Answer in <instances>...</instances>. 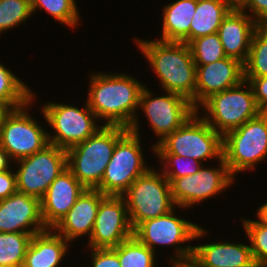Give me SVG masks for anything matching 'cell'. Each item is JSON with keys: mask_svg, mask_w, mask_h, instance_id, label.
Instances as JSON below:
<instances>
[{"mask_svg": "<svg viewBox=\"0 0 267 267\" xmlns=\"http://www.w3.org/2000/svg\"><path fill=\"white\" fill-rule=\"evenodd\" d=\"M197 0H176L164 5L161 41L190 43V25Z\"/></svg>", "mask_w": 267, "mask_h": 267, "instance_id": "23", "label": "cell"}, {"mask_svg": "<svg viewBox=\"0 0 267 267\" xmlns=\"http://www.w3.org/2000/svg\"><path fill=\"white\" fill-rule=\"evenodd\" d=\"M222 157L230 174L254 170L267 158V112L222 136Z\"/></svg>", "mask_w": 267, "mask_h": 267, "instance_id": "4", "label": "cell"}, {"mask_svg": "<svg viewBox=\"0 0 267 267\" xmlns=\"http://www.w3.org/2000/svg\"><path fill=\"white\" fill-rule=\"evenodd\" d=\"M128 128L103 125L91 137L66 150L67 168L87 189H96L104 175L117 141Z\"/></svg>", "mask_w": 267, "mask_h": 267, "instance_id": "3", "label": "cell"}, {"mask_svg": "<svg viewBox=\"0 0 267 267\" xmlns=\"http://www.w3.org/2000/svg\"><path fill=\"white\" fill-rule=\"evenodd\" d=\"M169 261L173 267H202L193 257Z\"/></svg>", "mask_w": 267, "mask_h": 267, "instance_id": "38", "label": "cell"}, {"mask_svg": "<svg viewBox=\"0 0 267 267\" xmlns=\"http://www.w3.org/2000/svg\"><path fill=\"white\" fill-rule=\"evenodd\" d=\"M232 8L228 0H197L190 25V42L217 33L222 20Z\"/></svg>", "mask_w": 267, "mask_h": 267, "instance_id": "24", "label": "cell"}, {"mask_svg": "<svg viewBox=\"0 0 267 267\" xmlns=\"http://www.w3.org/2000/svg\"><path fill=\"white\" fill-rule=\"evenodd\" d=\"M12 110L13 108L7 102L0 99V125Z\"/></svg>", "mask_w": 267, "mask_h": 267, "instance_id": "40", "label": "cell"}, {"mask_svg": "<svg viewBox=\"0 0 267 267\" xmlns=\"http://www.w3.org/2000/svg\"><path fill=\"white\" fill-rule=\"evenodd\" d=\"M140 136L128 130L116 143L101 184L104 195L122 196L130 185L151 167L145 162Z\"/></svg>", "mask_w": 267, "mask_h": 267, "instance_id": "9", "label": "cell"}, {"mask_svg": "<svg viewBox=\"0 0 267 267\" xmlns=\"http://www.w3.org/2000/svg\"><path fill=\"white\" fill-rule=\"evenodd\" d=\"M111 249L118 255L121 267H155V253L134 235Z\"/></svg>", "mask_w": 267, "mask_h": 267, "instance_id": "27", "label": "cell"}, {"mask_svg": "<svg viewBox=\"0 0 267 267\" xmlns=\"http://www.w3.org/2000/svg\"><path fill=\"white\" fill-rule=\"evenodd\" d=\"M93 267H121L118 255L111 248H90Z\"/></svg>", "mask_w": 267, "mask_h": 267, "instance_id": "34", "label": "cell"}, {"mask_svg": "<svg viewBox=\"0 0 267 267\" xmlns=\"http://www.w3.org/2000/svg\"><path fill=\"white\" fill-rule=\"evenodd\" d=\"M85 189L68 168L63 170L41 199V213L45 226L53 229Z\"/></svg>", "mask_w": 267, "mask_h": 267, "instance_id": "18", "label": "cell"}, {"mask_svg": "<svg viewBox=\"0 0 267 267\" xmlns=\"http://www.w3.org/2000/svg\"><path fill=\"white\" fill-rule=\"evenodd\" d=\"M252 267H267V264H254Z\"/></svg>", "mask_w": 267, "mask_h": 267, "instance_id": "44", "label": "cell"}, {"mask_svg": "<svg viewBox=\"0 0 267 267\" xmlns=\"http://www.w3.org/2000/svg\"><path fill=\"white\" fill-rule=\"evenodd\" d=\"M34 94L28 104L13 109L0 125V146L9 154L13 163L49 145L48 131L26 111L35 99Z\"/></svg>", "mask_w": 267, "mask_h": 267, "instance_id": "11", "label": "cell"}, {"mask_svg": "<svg viewBox=\"0 0 267 267\" xmlns=\"http://www.w3.org/2000/svg\"><path fill=\"white\" fill-rule=\"evenodd\" d=\"M256 213L267 222V203L258 207Z\"/></svg>", "mask_w": 267, "mask_h": 267, "instance_id": "41", "label": "cell"}, {"mask_svg": "<svg viewBox=\"0 0 267 267\" xmlns=\"http://www.w3.org/2000/svg\"><path fill=\"white\" fill-rule=\"evenodd\" d=\"M243 67L244 78L267 76V25H259L255 29Z\"/></svg>", "mask_w": 267, "mask_h": 267, "instance_id": "25", "label": "cell"}, {"mask_svg": "<svg viewBox=\"0 0 267 267\" xmlns=\"http://www.w3.org/2000/svg\"><path fill=\"white\" fill-rule=\"evenodd\" d=\"M13 161L9 157V154L0 146V172L11 169Z\"/></svg>", "mask_w": 267, "mask_h": 267, "instance_id": "39", "label": "cell"}, {"mask_svg": "<svg viewBox=\"0 0 267 267\" xmlns=\"http://www.w3.org/2000/svg\"><path fill=\"white\" fill-rule=\"evenodd\" d=\"M252 88L256 104L262 112H267V76L244 78Z\"/></svg>", "mask_w": 267, "mask_h": 267, "instance_id": "35", "label": "cell"}, {"mask_svg": "<svg viewBox=\"0 0 267 267\" xmlns=\"http://www.w3.org/2000/svg\"><path fill=\"white\" fill-rule=\"evenodd\" d=\"M41 108L44 120L54 129L53 135L48 132L49 144L65 150L85 141L102 127L96 124L99 120L87 101L83 108L56 102H48Z\"/></svg>", "mask_w": 267, "mask_h": 267, "instance_id": "10", "label": "cell"}, {"mask_svg": "<svg viewBox=\"0 0 267 267\" xmlns=\"http://www.w3.org/2000/svg\"><path fill=\"white\" fill-rule=\"evenodd\" d=\"M258 220L242 219L256 264H267V222L257 213Z\"/></svg>", "mask_w": 267, "mask_h": 267, "instance_id": "31", "label": "cell"}, {"mask_svg": "<svg viewBox=\"0 0 267 267\" xmlns=\"http://www.w3.org/2000/svg\"><path fill=\"white\" fill-rule=\"evenodd\" d=\"M32 15L30 0H0V34L25 24Z\"/></svg>", "mask_w": 267, "mask_h": 267, "instance_id": "32", "label": "cell"}, {"mask_svg": "<svg viewBox=\"0 0 267 267\" xmlns=\"http://www.w3.org/2000/svg\"><path fill=\"white\" fill-rule=\"evenodd\" d=\"M2 267H25V266L24 264H15V265L2 266Z\"/></svg>", "mask_w": 267, "mask_h": 267, "instance_id": "43", "label": "cell"}, {"mask_svg": "<svg viewBox=\"0 0 267 267\" xmlns=\"http://www.w3.org/2000/svg\"><path fill=\"white\" fill-rule=\"evenodd\" d=\"M218 163L220 167L202 166L195 174L175 178L170 182L171 195L176 207L188 209L196 203L200 204L218 195L233 184L235 178L230 174L223 157Z\"/></svg>", "mask_w": 267, "mask_h": 267, "instance_id": "14", "label": "cell"}, {"mask_svg": "<svg viewBox=\"0 0 267 267\" xmlns=\"http://www.w3.org/2000/svg\"><path fill=\"white\" fill-rule=\"evenodd\" d=\"M243 80V63L231 57L207 65H196L195 109L211 95L235 87Z\"/></svg>", "mask_w": 267, "mask_h": 267, "instance_id": "17", "label": "cell"}, {"mask_svg": "<svg viewBox=\"0 0 267 267\" xmlns=\"http://www.w3.org/2000/svg\"><path fill=\"white\" fill-rule=\"evenodd\" d=\"M196 244L192 257L202 267H252L255 264L249 245L220 241Z\"/></svg>", "mask_w": 267, "mask_h": 267, "instance_id": "21", "label": "cell"}, {"mask_svg": "<svg viewBox=\"0 0 267 267\" xmlns=\"http://www.w3.org/2000/svg\"><path fill=\"white\" fill-rule=\"evenodd\" d=\"M195 65H207L227 56L218 33L206 35L189 43Z\"/></svg>", "mask_w": 267, "mask_h": 267, "instance_id": "30", "label": "cell"}, {"mask_svg": "<svg viewBox=\"0 0 267 267\" xmlns=\"http://www.w3.org/2000/svg\"><path fill=\"white\" fill-rule=\"evenodd\" d=\"M48 228L41 213V200L16 191L0 200V232L36 235Z\"/></svg>", "mask_w": 267, "mask_h": 267, "instance_id": "16", "label": "cell"}, {"mask_svg": "<svg viewBox=\"0 0 267 267\" xmlns=\"http://www.w3.org/2000/svg\"><path fill=\"white\" fill-rule=\"evenodd\" d=\"M160 163V170L166 179L171 182L175 178L193 175L200 170L203 164L191 157L174 154H156ZM164 164V165H163ZM170 165V166H169ZM169 166V167H168Z\"/></svg>", "mask_w": 267, "mask_h": 267, "instance_id": "33", "label": "cell"}, {"mask_svg": "<svg viewBox=\"0 0 267 267\" xmlns=\"http://www.w3.org/2000/svg\"><path fill=\"white\" fill-rule=\"evenodd\" d=\"M122 196L133 230L141 222L165 215L176 208L170 182L154 168L139 176Z\"/></svg>", "mask_w": 267, "mask_h": 267, "instance_id": "8", "label": "cell"}, {"mask_svg": "<svg viewBox=\"0 0 267 267\" xmlns=\"http://www.w3.org/2000/svg\"><path fill=\"white\" fill-rule=\"evenodd\" d=\"M32 234L0 232V267L24 264Z\"/></svg>", "mask_w": 267, "mask_h": 267, "instance_id": "28", "label": "cell"}, {"mask_svg": "<svg viewBox=\"0 0 267 267\" xmlns=\"http://www.w3.org/2000/svg\"><path fill=\"white\" fill-rule=\"evenodd\" d=\"M200 106L196 112L200 108L205 109L206 112L203 111L201 117L222 136L262 112L256 104L251 85L246 80L235 87L211 95Z\"/></svg>", "mask_w": 267, "mask_h": 267, "instance_id": "6", "label": "cell"}, {"mask_svg": "<svg viewBox=\"0 0 267 267\" xmlns=\"http://www.w3.org/2000/svg\"><path fill=\"white\" fill-rule=\"evenodd\" d=\"M32 13L45 10L55 21L69 27L79 25L80 14L75 0H30ZM37 9V10H36Z\"/></svg>", "mask_w": 267, "mask_h": 267, "instance_id": "29", "label": "cell"}, {"mask_svg": "<svg viewBox=\"0 0 267 267\" xmlns=\"http://www.w3.org/2000/svg\"><path fill=\"white\" fill-rule=\"evenodd\" d=\"M153 95L152 91L144 86L139 98V110L142 109L154 134L159 137L157 143L152 144L154 153V146L180 128L196 109L188 99L176 93L166 91L165 95Z\"/></svg>", "mask_w": 267, "mask_h": 267, "instance_id": "13", "label": "cell"}, {"mask_svg": "<svg viewBox=\"0 0 267 267\" xmlns=\"http://www.w3.org/2000/svg\"><path fill=\"white\" fill-rule=\"evenodd\" d=\"M89 79L86 101L97 119L105 120L103 125L123 126L140 135L136 111L145 85L133 75L123 73L97 72L90 74Z\"/></svg>", "mask_w": 267, "mask_h": 267, "instance_id": "1", "label": "cell"}, {"mask_svg": "<svg viewBox=\"0 0 267 267\" xmlns=\"http://www.w3.org/2000/svg\"><path fill=\"white\" fill-rule=\"evenodd\" d=\"M134 39L136 46L158 75L163 91L185 97L195 108L196 65L189 44Z\"/></svg>", "mask_w": 267, "mask_h": 267, "instance_id": "2", "label": "cell"}, {"mask_svg": "<svg viewBox=\"0 0 267 267\" xmlns=\"http://www.w3.org/2000/svg\"><path fill=\"white\" fill-rule=\"evenodd\" d=\"M17 191L41 200L51 183L67 168L65 149L49 144L43 150L16 161Z\"/></svg>", "mask_w": 267, "mask_h": 267, "instance_id": "12", "label": "cell"}, {"mask_svg": "<svg viewBox=\"0 0 267 267\" xmlns=\"http://www.w3.org/2000/svg\"><path fill=\"white\" fill-rule=\"evenodd\" d=\"M195 112L180 128L154 146L155 154L191 157L203 163L222 158V135Z\"/></svg>", "mask_w": 267, "mask_h": 267, "instance_id": "5", "label": "cell"}, {"mask_svg": "<svg viewBox=\"0 0 267 267\" xmlns=\"http://www.w3.org/2000/svg\"><path fill=\"white\" fill-rule=\"evenodd\" d=\"M240 8L252 11L249 15L259 25H267V0H247Z\"/></svg>", "mask_w": 267, "mask_h": 267, "instance_id": "36", "label": "cell"}, {"mask_svg": "<svg viewBox=\"0 0 267 267\" xmlns=\"http://www.w3.org/2000/svg\"><path fill=\"white\" fill-rule=\"evenodd\" d=\"M258 26L248 12L233 7L222 20L217 32L225 55L244 64L250 51L253 33Z\"/></svg>", "mask_w": 267, "mask_h": 267, "instance_id": "19", "label": "cell"}, {"mask_svg": "<svg viewBox=\"0 0 267 267\" xmlns=\"http://www.w3.org/2000/svg\"><path fill=\"white\" fill-rule=\"evenodd\" d=\"M11 170L0 172V200L6 199L17 191L16 173Z\"/></svg>", "mask_w": 267, "mask_h": 267, "instance_id": "37", "label": "cell"}, {"mask_svg": "<svg viewBox=\"0 0 267 267\" xmlns=\"http://www.w3.org/2000/svg\"><path fill=\"white\" fill-rule=\"evenodd\" d=\"M175 208L169 213L154 219L141 222L134 230L133 235L150 250L156 253L155 246H169L174 248V258L170 260H180L191 258L193 246L182 244L195 241L204 237L207 231L199 224L181 219L175 216Z\"/></svg>", "mask_w": 267, "mask_h": 267, "instance_id": "7", "label": "cell"}, {"mask_svg": "<svg viewBox=\"0 0 267 267\" xmlns=\"http://www.w3.org/2000/svg\"><path fill=\"white\" fill-rule=\"evenodd\" d=\"M10 69L0 63V99L13 109L20 108L32 100L33 91Z\"/></svg>", "mask_w": 267, "mask_h": 267, "instance_id": "26", "label": "cell"}, {"mask_svg": "<svg viewBox=\"0 0 267 267\" xmlns=\"http://www.w3.org/2000/svg\"><path fill=\"white\" fill-rule=\"evenodd\" d=\"M233 7L240 8L247 0H228Z\"/></svg>", "mask_w": 267, "mask_h": 267, "instance_id": "42", "label": "cell"}, {"mask_svg": "<svg viewBox=\"0 0 267 267\" xmlns=\"http://www.w3.org/2000/svg\"><path fill=\"white\" fill-rule=\"evenodd\" d=\"M105 196L98 189L86 188L53 230L69 243L81 236L90 238L99 204Z\"/></svg>", "mask_w": 267, "mask_h": 267, "instance_id": "20", "label": "cell"}, {"mask_svg": "<svg viewBox=\"0 0 267 267\" xmlns=\"http://www.w3.org/2000/svg\"><path fill=\"white\" fill-rule=\"evenodd\" d=\"M68 244L69 242L53 229L33 235L25 255L24 266L59 267L67 255Z\"/></svg>", "mask_w": 267, "mask_h": 267, "instance_id": "22", "label": "cell"}, {"mask_svg": "<svg viewBox=\"0 0 267 267\" xmlns=\"http://www.w3.org/2000/svg\"><path fill=\"white\" fill-rule=\"evenodd\" d=\"M133 236L123 196L106 195L100 202L89 248H114Z\"/></svg>", "mask_w": 267, "mask_h": 267, "instance_id": "15", "label": "cell"}]
</instances>
